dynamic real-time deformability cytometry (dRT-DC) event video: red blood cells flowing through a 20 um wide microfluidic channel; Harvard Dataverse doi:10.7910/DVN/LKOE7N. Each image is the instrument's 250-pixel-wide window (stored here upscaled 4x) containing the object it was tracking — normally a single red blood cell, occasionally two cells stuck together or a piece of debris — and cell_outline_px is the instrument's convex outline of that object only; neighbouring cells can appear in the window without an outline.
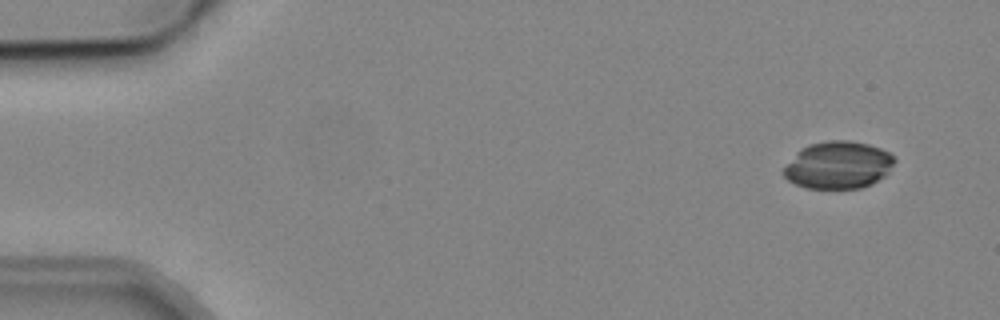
{"species": "common noctule bat (a hibernating species)", "species_latin": "Nyctalus noctula", "temperature_condition": "cold", "stored_images_in_passage": 3, "camera_frame_rate_fps": 3000, "um_per_image_px": 0.085, "animal": {"sex": "male", "body_mass_g": 19.2, "forearm_length_mm": 51.8}, "frame": {"image": 1, "passage_image": 1, "time_ms": 0.0, "image_size_px": [1000, 320], "cell_outline_px": [[896, 160], [888, 172], [884, 176], [872, 184], [860, 188], [804, 188], [788, 180], [784, 176], [784, 168], [796, 152], [808, 144], [828, 140], [848, 140], [868, 144], [880, 148], [888, 152]], "centroid_in_image_um": [71.25, 14.03], "position_along_channel_um": 13.8, "area_um2": 30.52}}